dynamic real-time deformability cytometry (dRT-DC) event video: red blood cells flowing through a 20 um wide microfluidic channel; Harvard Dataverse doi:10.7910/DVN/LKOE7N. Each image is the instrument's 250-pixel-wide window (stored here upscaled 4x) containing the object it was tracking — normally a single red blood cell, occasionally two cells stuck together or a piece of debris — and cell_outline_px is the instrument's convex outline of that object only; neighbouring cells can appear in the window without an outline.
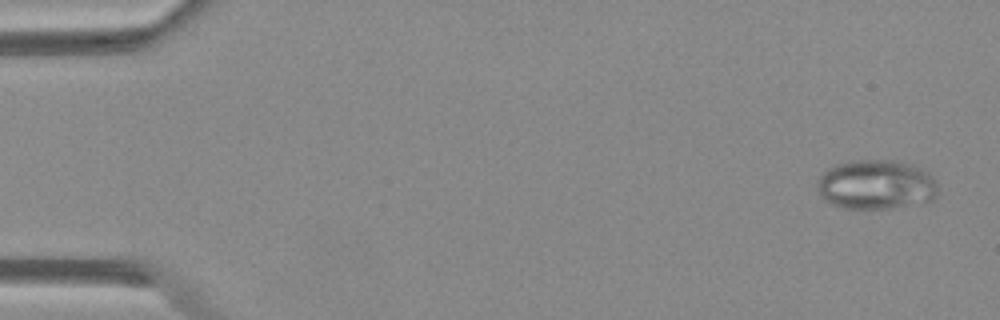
{"species": "Egyptian fruit bat (a non-hibernating species)", "species_latin": "Rousettus aegyptiacus", "temperature_condition": "warm", "stored_images_in_passage": 47, "camera_frame_rate_fps": 3000, "um_per_image_px": 0.085, "animal": {"sex": "female"}, "frame": {"image": 1, "passage_image": 2, "time_ms": 0.333, "image_size_px": [1000, 320], "cell_outline_px": [[936, 196], [932, 200], [888, 208], [840, 208], [824, 200], [820, 196], [820, 176], [828, 168], [836, 164], [852, 160], [892, 160], [912, 164], [928, 172], [936, 180]], "centroid_in_image_um": [74.47, 15.68], "position_along_channel_um": 10.5, "area_um2": 34.51}}
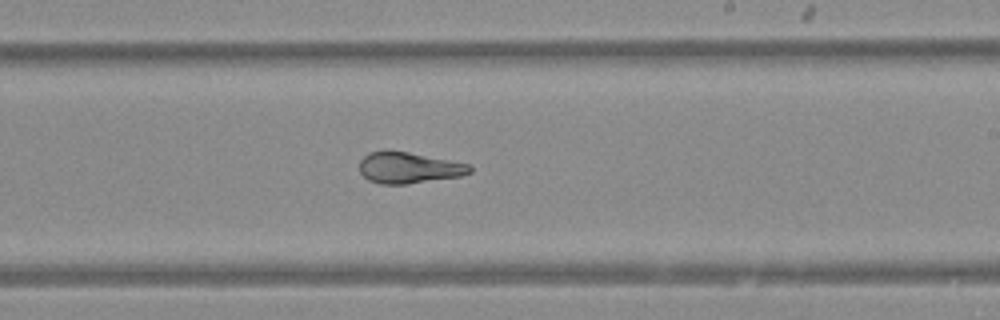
{"frame": {"image": 2, "passage_image": 30, "time_ms": 9.667, "image_size_px": [1000, 320], "cell_outline_px": [[472, 172], [460, 176], [408, 184], [380, 184], [368, 180], [360, 172], [360, 160], [368, 152], [408, 152], [468, 164], [472, 168]], "centroid_in_image_um": [34.73, 14.28], "position_along_channel_um": 254.3, "area_um2": 19.65}}
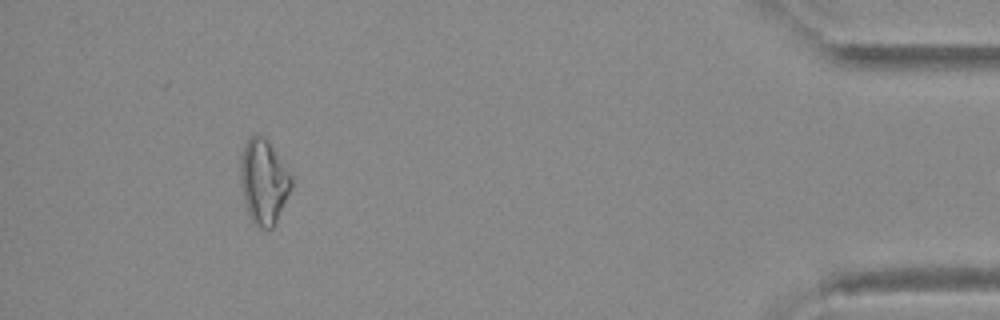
{"frame": {"image": 3, "passage_image": 46, "time_ms": 15.0, "image_size_px": [1000, 320], "cell_outline_px": [[292, 188], [272, 228], [260, 228], [252, 220], [248, 212], [244, 200], [240, 180], [240, 164], [244, 144], [252, 136], [260, 136], [268, 144], [292, 180]], "centroid_in_image_um": [22.37, 15.5], "position_along_channel_um": 412.8, "area_um2": 23.87}}